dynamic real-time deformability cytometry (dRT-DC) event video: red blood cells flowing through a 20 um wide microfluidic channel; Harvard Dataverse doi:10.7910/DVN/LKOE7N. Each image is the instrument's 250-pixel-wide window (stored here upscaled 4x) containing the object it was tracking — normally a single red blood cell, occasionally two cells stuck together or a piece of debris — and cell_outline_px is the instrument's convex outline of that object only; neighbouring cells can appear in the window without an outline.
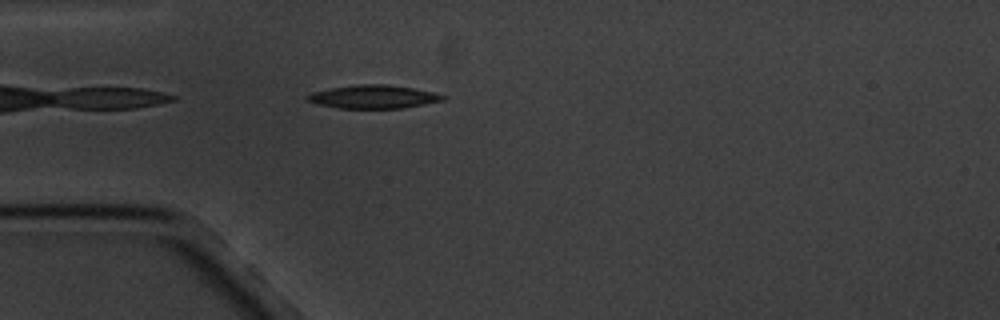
{"species": "common noctule bat (a hibernating species)", "species_latin": "Nyctalus noctula", "temperature_condition": "cold", "stored_images_in_passage": 1, "camera_frame_rate_fps": 3000, "um_per_image_px": 0.085, "animal": {"sex": "male", "body_mass_g": 20.1, "forearm_length_mm": 53.5}, "frame": {"image": 1, "passage_image": 1, "time_ms": 0.0, "image_size_px": [1000, 320], "cell_outline_px": [[444, 100], [404, 108], [336, 108], [316, 104], [304, 100], [304, 96], [312, 92], [332, 88], [356, 84], [384, 84], [412, 88], [432, 92], [444, 96]], "centroid_in_image_um": [31.65, 8.23], "position_along_channel_um": 53.4, "area_um2": 18.38}}